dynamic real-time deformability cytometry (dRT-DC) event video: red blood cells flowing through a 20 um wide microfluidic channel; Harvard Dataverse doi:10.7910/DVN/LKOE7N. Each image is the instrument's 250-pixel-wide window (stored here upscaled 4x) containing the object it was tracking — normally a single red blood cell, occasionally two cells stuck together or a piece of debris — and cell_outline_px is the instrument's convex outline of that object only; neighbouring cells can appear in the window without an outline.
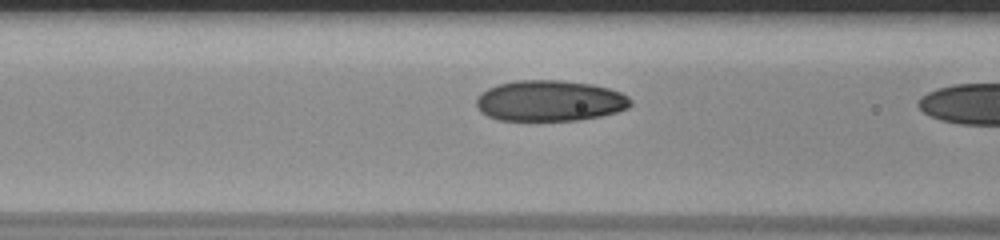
{"species": "human", "species_latin": "Homo sapiens", "temperature_condition": "room temperature", "stored_images_in_passage": 18, "camera_frame_rate_fps": 3000, "um_per_image_px": 0.085, "donor": {"sex": "male"}, "frame": {"image": 1, "passage_image": 17, "time_ms": 5.333, "image_size_px": [1000, 240], "cell_outline_px": [[632, 104], [628, 108], [616, 112], [600, 116], [576, 120], [496, 120], [480, 112], [476, 104], [476, 96], [480, 92], [496, 84], [516, 80], [560, 80], [592, 84], [608, 88], [620, 92], [628, 96], [632, 100]], "centroid_in_image_um": [46.7, 8.56], "position_along_channel_um": 119.9, "area_um2": 36.99}}